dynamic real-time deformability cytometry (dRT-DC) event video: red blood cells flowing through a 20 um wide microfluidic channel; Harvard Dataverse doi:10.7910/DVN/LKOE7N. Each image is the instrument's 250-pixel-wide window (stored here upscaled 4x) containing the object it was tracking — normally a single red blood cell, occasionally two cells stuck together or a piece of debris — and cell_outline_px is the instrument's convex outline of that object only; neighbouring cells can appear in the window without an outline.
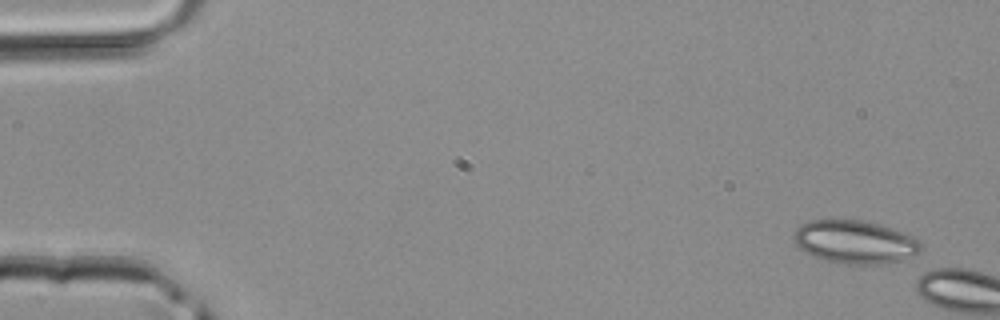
{"species": "common noctule bat (a hibernating species)", "species_latin": "Nyctalus noctula", "temperature_condition": "room temperature", "stored_images_in_passage": 4, "camera_frame_rate_fps": 3000, "um_per_image_px": 0.085, "animal": {"sex": "male", "body_mass_g": 20.4}, "frame": {"image": 1, "passage_image": 1, "time_ms": 0.0, "image_size_px": [1000, 320], "cell_outline_px": [[920, 252], [912, 256], [900, 260], [884, 264], [840, 264], [824, 260], [804, 252], [792, 240], [792, 236], [796, 228], [800, 224], [812, 220], [860, 220], [876, 224], [904, 232], [912, 236], [920, 244]], "centroid_in_image_um": [72.61, 20.58], "position_along_channel_um": 12.4, "area_um2": 31.91}}